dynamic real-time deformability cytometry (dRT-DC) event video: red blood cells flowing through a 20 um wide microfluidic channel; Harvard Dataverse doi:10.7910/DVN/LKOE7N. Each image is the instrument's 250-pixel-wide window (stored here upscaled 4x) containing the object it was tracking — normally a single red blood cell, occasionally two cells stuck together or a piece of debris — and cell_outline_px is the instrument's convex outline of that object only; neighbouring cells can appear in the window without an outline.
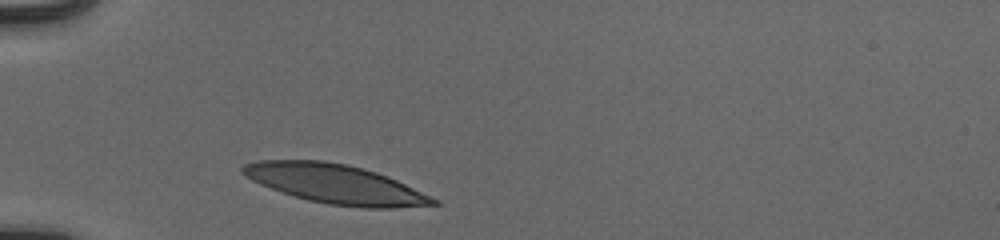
{"species": "human", "species_latin": "Homo sapiens", "temperature_condition": "cold", "stored_images_in_passage": 29, "camera_frame_rate_fps": 3000, "um_per_image_px": 0.085, "donor": {"sex": "male"}, "frame": {"image": 1, "passage_image": 1, "time_ms": 0.0, "image_size_px": [1000, 240], "cell_outline_px": [[440, 204], [392, 208], [364, 208], [328, 204], [308, 200], [260, 184], [252, 180], [240, 172], [240, 168], [244, 164], [260, 160], [324, 160], [348, 164], [376, 172], [396, 180], [440, 200]], "centroid_in_image_um": [28.52, 15.63], "position_along_channel_um": 56.5, "area_um2": 43.23}}
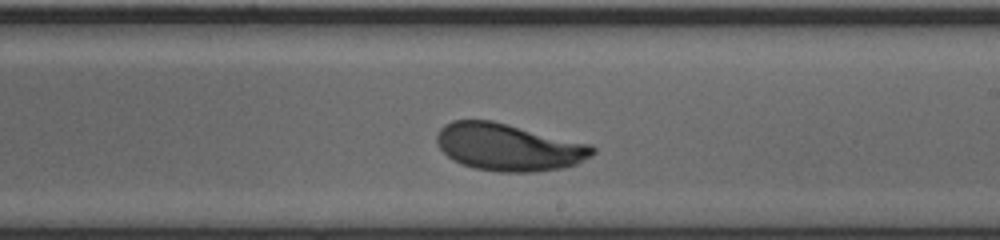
{"frame": {"image": 2, "passage_image": 17, "time_ms": 5.333, "image_size_px": [1000, 240], "cell_outline_px": [[596, 152], [592, 156], [576, 164], [564, 168], [536, 172], [500, 172], [476, 168], [460, 164], [452, 160], [440, 148], [436, 140], [436, 136], [440, 128], [444, 124], [452, 120], [492, 120], [588, 144], [596, 148]], "centroid_in_image_um": [43.21, 12.51], "position_along_channel_um": 245.8, "area_um2": 42.83}}
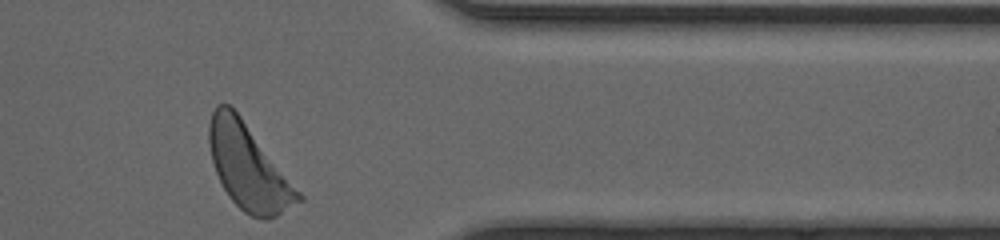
{"frame": {"image": 3, "passage_image": 29, "time_ms": 9.333, "image_size_px": [1000, 240], "cell_outline_px": [[304, 200], [276, 216], [268, 220], [252, 216], [244, 212], [228, 196], [216, 172], [212, 160], [208, 140], [208, 124], [212, 112], [216, 104], [228, 104], [240, 116], [304, 196]], "centroid_in_image_um": [21.12, 14.22], "position_along_channel_um": 390.3, "area_um2": 43.7}, "authors_computed_cell_mechanics": {"area_um2": 42.8298, "velocity_mm_per_s": 3.8718, "shape_relaxation_time_tau1_ms": 3.583, "shape_relaxation_time_tau2_ms": null, "deformation_change_tau1": 0.1812, "deformation_change_tau2": null}}